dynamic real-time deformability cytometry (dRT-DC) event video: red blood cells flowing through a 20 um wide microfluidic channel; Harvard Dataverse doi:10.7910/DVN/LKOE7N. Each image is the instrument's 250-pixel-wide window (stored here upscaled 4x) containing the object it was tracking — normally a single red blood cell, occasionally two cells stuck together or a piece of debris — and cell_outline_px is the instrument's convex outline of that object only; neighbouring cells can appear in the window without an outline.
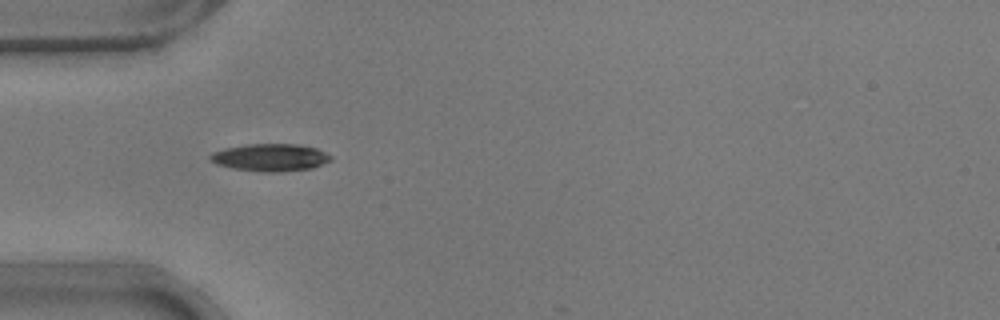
{"species": "common noctule bat (a hibernating species)", "species_latin": "Nyctalus noctula", "temperature_condition": "warm", "stored_images_in_passage": 38, "camera_frame_rate_fps": 3000, "um_per_image_px": 0.085, "animal": {"sex": "male", "body_mass_g": 17.9}, "frame": {"image": 1, "passage_image": 1, "time_ms": 0.0, "image_size_px": [1000, 320], "cell_outline_px": [[332, 160], [312, 168], [280, 172], [260, 172], [232, 168], [216, 164], [208, 156], [212, 152], [224, 148], [248, 144], [296, 144], [316, 148], [332, 156]], "centroid_in_image_um": [22.97, 13.39], "position_along_channel_um": 62.0, "area_um2": 19.31}}
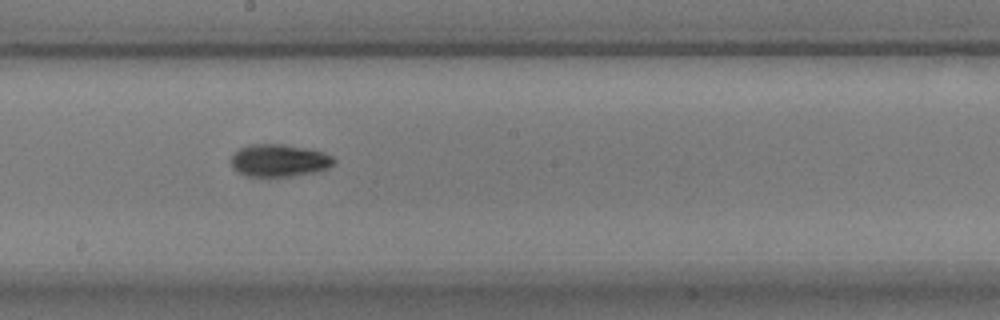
{"frame": {"image": 2, "passage_image": 14, "time_ms": 4.333, "image_size_px": [1000, 320], "cell_outline_px": [[336, 160], [328, 168], [316, 172], [292, 176], [244, 176], [236, 172], [232, 168], [232, 156], [240, 148], [252, 144], [284, 144], [308, 148], [324, 152], [332, 156]], "centroid_in_image_um": [23.74, 13.64], "position_along_channel_um": 224.5, "area_um2": 19.54}}
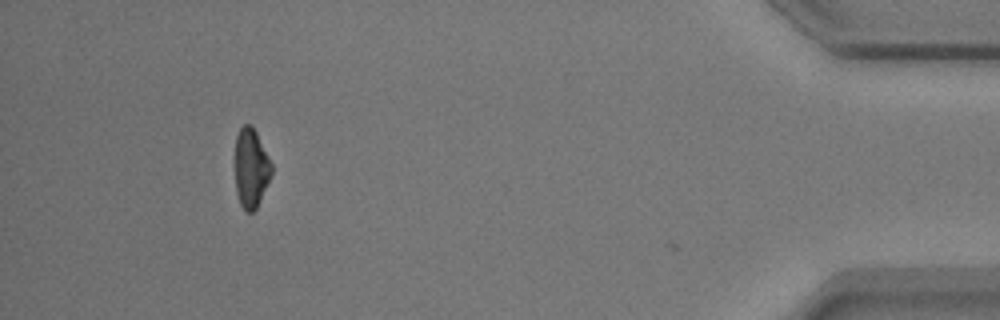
{"frame": {"image": 3, "passage_image": 34, "time_ms": 11.0, "image_size_px": [1000, 320], "cell_outline_px": [[272, 172], [260, 200], [256, 208], [252, 212], [244, 212], [240, 204], [236, 192], [236, 136], [240, 128], [244, 124], [252, 124], [272, 164]], "centroid_in_image_um": [21.33, 14.29], "position_along_channel_um": 413.9, "area_um2": 16.65}, "authors_computed_cell_mechanics": {"area_um2": 18.6405, "velocity_mm_per_s": 3.777, "shape_relaxation_time_tau1_ms": 3.09, "shape_relaxation_time_tau2_ms": 6.1723, "deformation_change_tau1": 0.1292, "deformation_change_tau2": 0.1193}}